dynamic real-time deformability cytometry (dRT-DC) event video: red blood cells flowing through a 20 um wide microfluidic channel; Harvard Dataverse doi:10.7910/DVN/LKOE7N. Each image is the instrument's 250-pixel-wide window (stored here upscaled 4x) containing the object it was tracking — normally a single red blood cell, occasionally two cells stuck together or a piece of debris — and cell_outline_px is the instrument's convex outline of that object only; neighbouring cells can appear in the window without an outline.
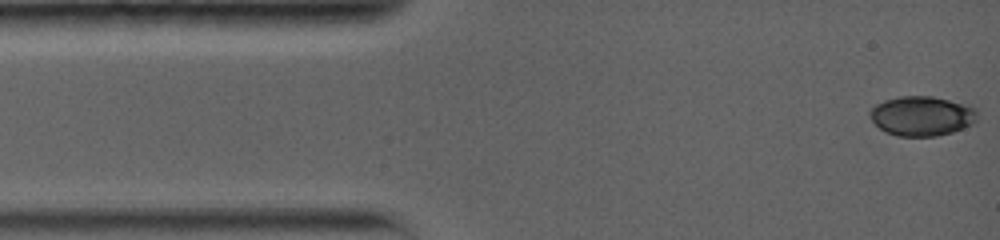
{"species": "common noctule bat (a hibernating species)", "species_latin": "Nyctalus noctula", "temperature_condition": "warm", "stored_images_in_passage": 30, "camera_frame_rate_fps": 5000, "um_per_image_px": 0.085, "animal": {"sex": "female", "body_mass_g": 19.0, "forearm_length_mm": 56.7}, "frame": {"image": 1, "passage_image": 1, "time_ms": 0.0, "image_size_px": [1000, 240], "cell_outline_px": [[976, 120], [972, 124], [952, 132], [936, 136], [896, 136], [880, 128], [872, 120], [868, 112], [876, 104], [884, 100], [900, 96], [932, 96], [964, 104], [976, 108]], "centroid_in_image_um": [78.34, 9.85], "position_along_channel_um": 6.7, "area_um2": 24.62}}
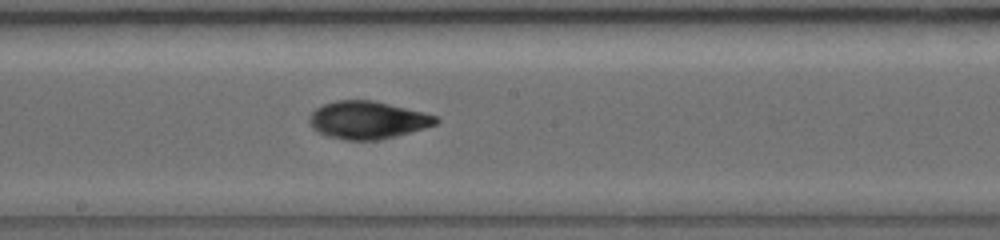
{"frame": {"image": 2, "passage_image": 13, "time_ms": 7.4, "image_size_px": [1000, 240], "cell_outline_px": [[440, 120], [436, 124], [424, 128], [396, 136], [376, 140], [344, 140], [328, 136], [316, 132], [312, 128], [308, 120], [308, 116], [316, 108], [324, 104], [336, 100], [372, 100], [424, 112], [436, 116]], "centroid_in_image_um": [31.21, 10.2], "position_along_channel_um": 217.0, "area_um2": 27.8}}
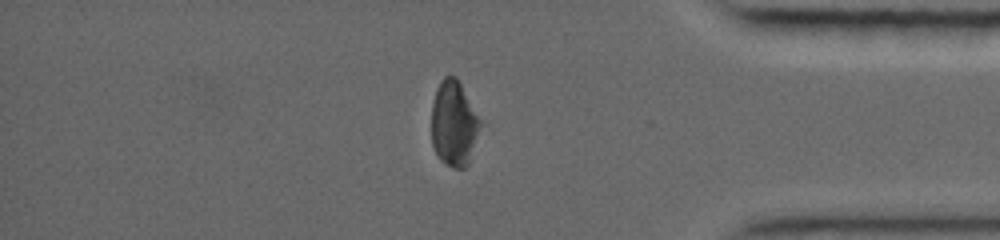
{"frame": {"image": 3, "passage_image": 26, "time_ms": 12.6, "image_size_px": [1000, 240], "cell_outline_px": [[488, 124], [468, 164], [464, 168], [452, 168], [444, 164], [440, 160], [432, 144], [432, 100], [436, 88], [440, 80], [444, 76], [456, 76]], "centroid_in_image_um": [38.71, 10.5], "position_along_channel_um": 396.5, "area_um2": 26.13}, "authors_computed_cell_mechanics": {"area_um2": 26.9348, "velocity_mm_per_s": 3.8447, "shape_relaxation_time_tau1_ms": 3.6654, "shape_relaxation_time_tau2_ms": 4.2002, "deformation_change_tau1": 0.1181, "deformation_change_tau2": 0.0889}}